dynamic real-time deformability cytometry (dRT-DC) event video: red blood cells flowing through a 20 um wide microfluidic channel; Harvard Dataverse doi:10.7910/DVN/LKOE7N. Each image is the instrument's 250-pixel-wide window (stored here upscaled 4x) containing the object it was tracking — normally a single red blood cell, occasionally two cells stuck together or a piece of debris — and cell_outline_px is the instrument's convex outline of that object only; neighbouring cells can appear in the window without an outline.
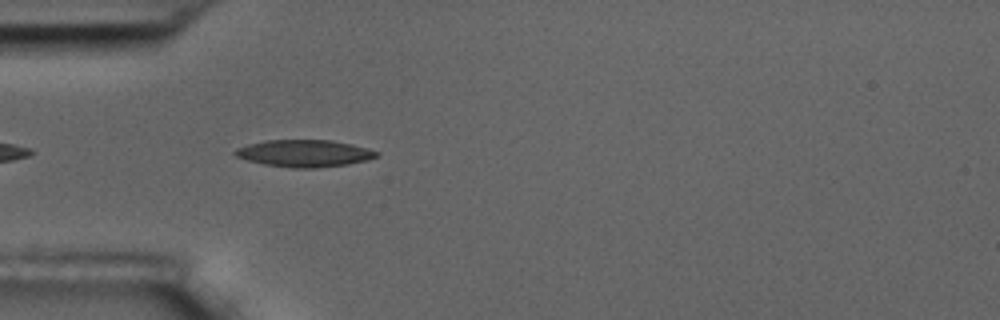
{"species": "common noctule bat (a hibernating species)", "species_latin": "Nyctalus noctula", "temperature_condition": "room temperature", "stored_images_in_passage": 42, "camera_frame_rate_fps": 3000, "um_per_image_px": 0.085, "animal": {"sex": "male", "body_mass_g": 17.5, "forearm_length_mm": 52.3}, "frame": {"image": 1, "passage_image": 3, "time_ms": 0.667, "image_size_px": [1000, 320], "cell_outline_px": [[380, 152], [376, 156], [368, 160], [348, 164], [316, 168], [292, 168], [264, 164], [248, 160], [236, 156], [232, 152], [236, 148], [248, 144], [268, 140], [332, 140], [352, 144], [368, 148]], "centroid_in_image_um": [25.88, 13.03], "position_along_channel_um": 59.1, "area_um2": 22.31}}
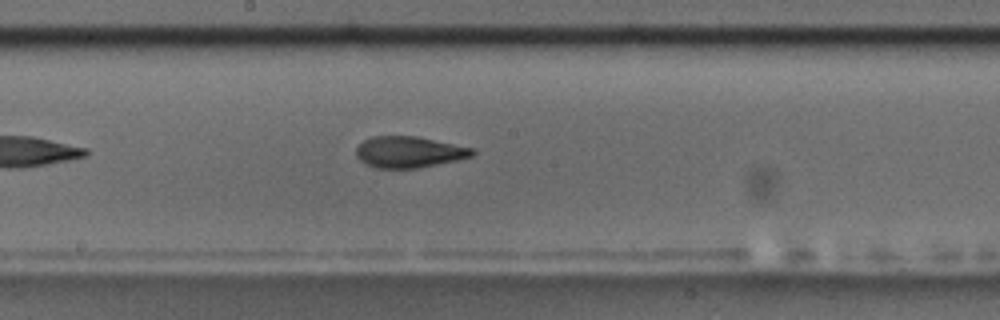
{"frame": {"image": 2, "passage_image": 16, "time_ms": 5.0, "image_size_px": [1000, 320], "cell_outline_px": [[476, 152], [472, 156], [456, 160], [416, 168], [376, 168], [360, 160], [356, 156], [356, 148], [364, 140], [372, 136], [416, 136], [476, 148]], "centroid_in_image_um": [34.79, 12.91], "position_along_channel_um": 213.4, "area_um2": 21.1}}
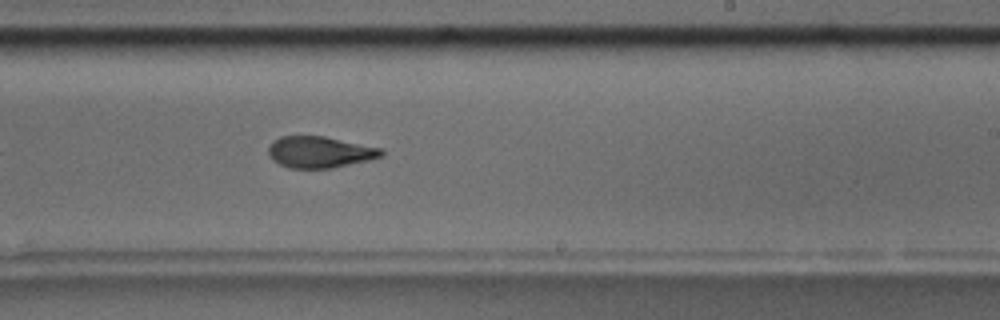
{"frame": {"image": 3, "passage_image": 20, "time_ms": 6.333, "image_size_px": [1000, 320], "cell_outline_px": [[384, 156], [368, 160], [332, 168], [288, 168], [272, 160], [268, 152], [268, 148], [272, 140], [280, 136], [324, 136], [380, 148], [384, 152]], "centroid_in_image_um": [27.15, 12.92], "position_along_channel_um": 261.9, "area_um2": 20.63}, "authors_computed_cell_mechanics": {"area_um2": 21.3571, "velocity_mm_per_s": 3.6487, "shape_relaxation_time_tau1_ms": 3.9423, "shape_relaxation_time_tau2_ms": 1.8851, "deformation_change_tau1": 0.1714, "deformation_change_tau2": 0.099}}